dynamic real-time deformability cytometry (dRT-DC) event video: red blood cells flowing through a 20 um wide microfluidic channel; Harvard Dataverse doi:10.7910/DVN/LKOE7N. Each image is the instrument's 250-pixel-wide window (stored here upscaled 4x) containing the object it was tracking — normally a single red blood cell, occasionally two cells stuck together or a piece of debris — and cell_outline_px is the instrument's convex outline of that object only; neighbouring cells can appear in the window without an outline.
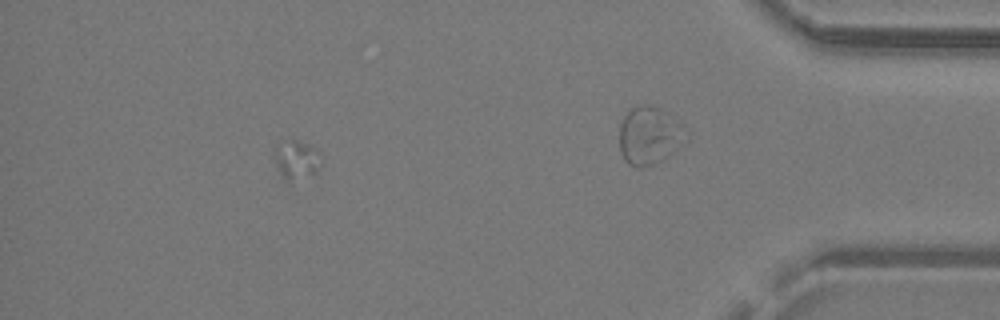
{"species": "common noctule bat (a hibernating species)", "species_latin": "Nyctalus noctula", "temperature_condition": "warm", "stored_images_in_passage": 30, "segment_of_instrument_passage": [1, 2], "camera_frame_rate_fps": 3000, "um_per_image_px": 0.085, "animal": {"sex": "male", "body_mass_g": 19.2, "forearm_length_mm": 51.8}, "frame": {"image": 1, "passage_image": 26, "time_ms": 8.333, "image_size_px": [1000, 320], "cell_outline_px": [[320, 168], [316, 172], [288, 184], [284, 180], [276, 168], [272, 156], [272, 148], [276, 144], [288, 140], [296, 140], [308, 144], [316, 148], [320, 152]], "centroid_in_image_um": [25.13, 13.59], "position_along_channel_um": 410.1, "area_um2": 11.21}}